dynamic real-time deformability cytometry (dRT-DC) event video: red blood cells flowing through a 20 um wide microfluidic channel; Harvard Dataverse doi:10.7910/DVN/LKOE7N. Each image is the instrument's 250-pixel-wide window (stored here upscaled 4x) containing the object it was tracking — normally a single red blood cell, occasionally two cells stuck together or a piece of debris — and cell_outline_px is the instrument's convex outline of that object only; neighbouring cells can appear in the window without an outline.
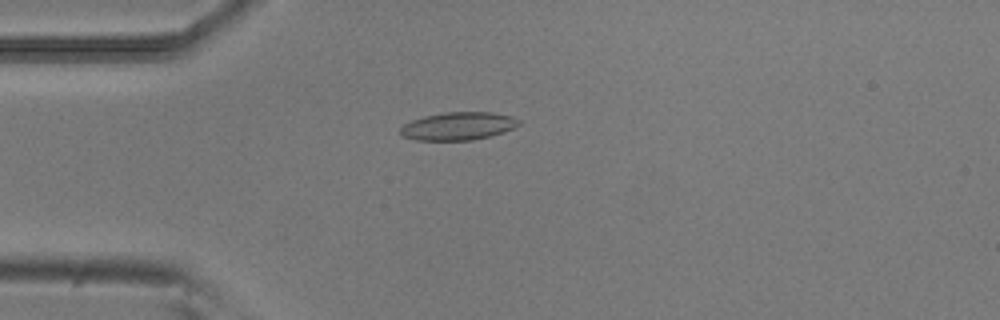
{"species": "common noctule bat (a hibernating species)", "species_latin": "Nyctalus noctula", "temperature_condition": "room temperature", "stored_images_in_passage": 45, "camera_frame_rate_fps": 3000, "um_per_image_px": 0.085, "animal": {"sex": "male", "body_mass_g": 20.5, "forearm_length_mm": 52.5}, "frame": {"image": 1, "passage_image": 5, "time_ms": 1.333, "image_size_px": [1000, 320], "cell_outline_px": [[520, 124], [504, 132], [492, 136], [472, 140], [416, 140], [400, 136], [400, 128], [404, 124], [412, 120], [424, 116], [444, 112], [492, 112], [512, 116], [520, 120]], "centroid_in_image_um": [38.94, 10.72], "position_along_channel_um": 46.1, "area_um2": 19.42}}
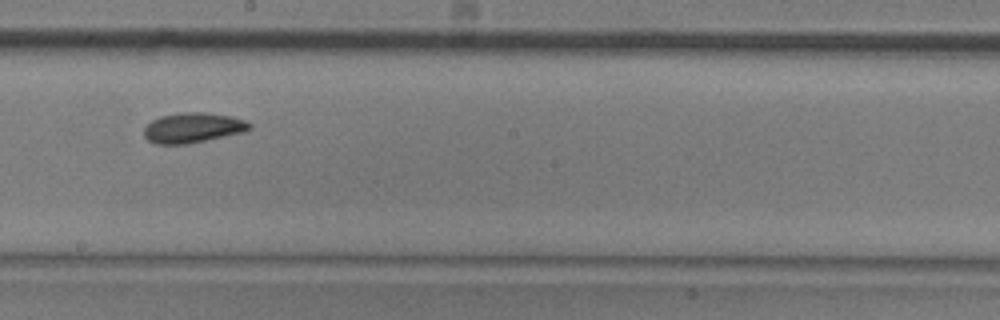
{"frame": {"image": 2, "passage_image": 21, "time_ms": 6.667, "image_size_px": [1000, 320], "cell_outline_px": [[252, 128], [248, 132], [188, 144], [156, 144], [148, 140], [144, 136], [144, 128], [152, 120], [160, 116], [180, 112], [208, 112], [232, 116], [244, 120], [252, 124]], "centroid_in_image_um": [16.45, 10.86], "position_along_channel_um": 231.8, "area_um2": 18.9}}
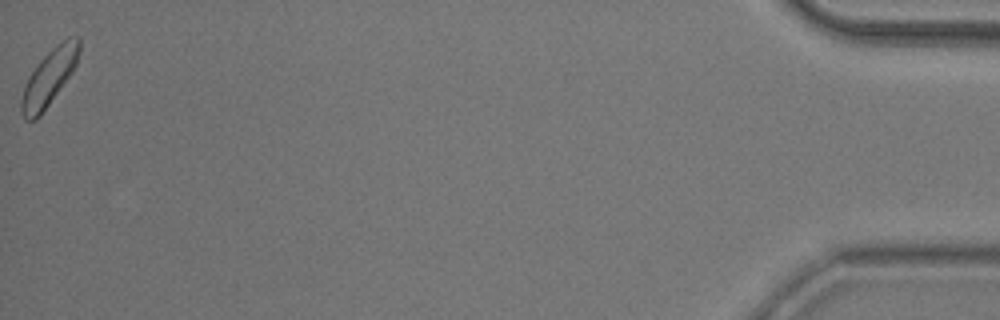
{"frame": {"image": 3, "passage_image": 45, "time_ms": 14.667, "image_size_px": [1000, 320], "cell_outline_px": [[80, 48], [76, 64], [72, 72], [40, 116], [36, 120], [24, 120], [20, 112], [20, 100], [28, 76], [40, 60], [56, 44], [68, 36], [80, 36]], "centroid_in_image_um": [4.16, 6.58], "position_along_channel_um": 431.0, "area_um2": 18.9}, "authors_computed_cell_mechanics": {"area_um2": 18.1492, "velocity_mm_per_s": 3.7418, "shape_relaxation_time_tau1_ms": 3.0354, "shape_relaxation_time_tau2_ms": 4.2432, "deformation_change_tau1": 0.0825, "deformation_change_tau2": 0.0798}}